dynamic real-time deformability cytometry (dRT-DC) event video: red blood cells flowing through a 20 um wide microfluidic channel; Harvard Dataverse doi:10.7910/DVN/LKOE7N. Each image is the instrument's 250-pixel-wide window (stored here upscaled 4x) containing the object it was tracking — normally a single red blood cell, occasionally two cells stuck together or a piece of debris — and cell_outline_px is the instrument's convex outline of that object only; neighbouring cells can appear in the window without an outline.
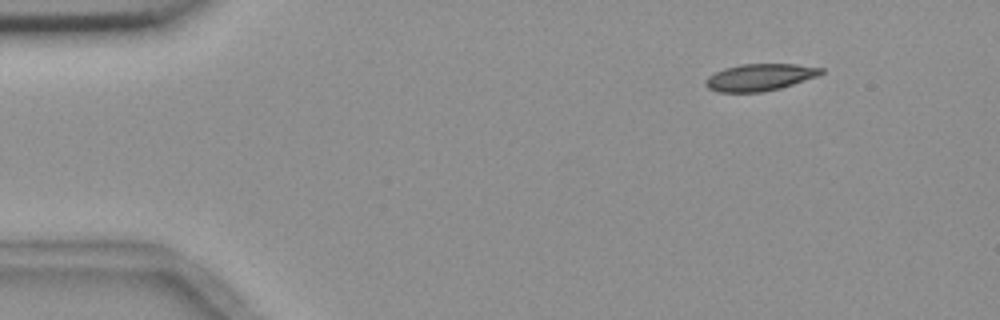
{"species": "common noctule bat (a hibernating species)", "species_latin": "Nyctalus noctula", "temperature_condition": "room temperature", "stored_images_in_passage": 5, "camera_frame_rate_fps": 3000, "um_per_image_px": 0.085, "animal": {"sex": "female", "body_mass_g": 18.4}, "frame": {"image": 1, "passage_image": 2, "time_ms": 1.333, "image_size_px": [1000, 320], "cell_outline_px": [[824, 72], [820, 76], [780, 88], [764, 92], [716, 92], [708, 88], [704, 84], [704, 80], [708, 76], [724, 68], [740, 64], [796, 64], [824, 68]], "centroid_in_image_um": [64.59, 6.57], "position_along_channel_um": 20.4, "area_um2": 18.38}}